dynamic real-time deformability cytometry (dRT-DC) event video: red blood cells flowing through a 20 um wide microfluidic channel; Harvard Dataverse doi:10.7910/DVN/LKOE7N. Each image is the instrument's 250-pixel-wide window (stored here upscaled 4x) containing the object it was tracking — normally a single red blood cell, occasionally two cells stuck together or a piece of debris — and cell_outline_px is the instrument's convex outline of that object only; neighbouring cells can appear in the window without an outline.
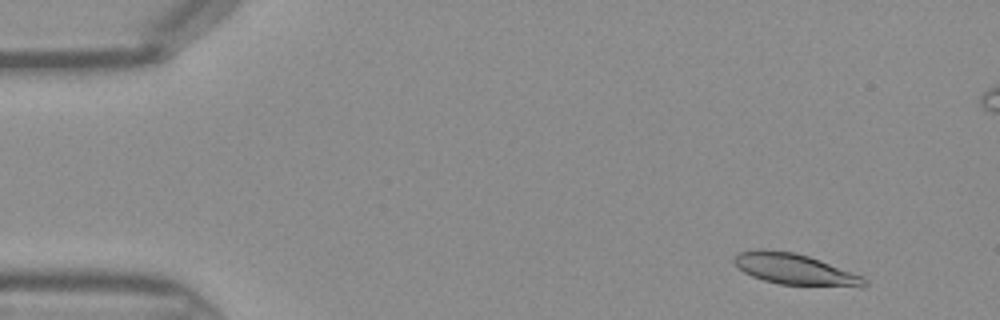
{"species": "Egyptian fruit bat (a non-hibernating species)", "species_latin": "Rousettus aegyptiacus", "temperature_condition": "warm", "stored_images_in_passage": 45, "segment_of_instrument_passage": [1, 2], "camera_frame_rate_fps": 3000, "um_per_image_px": 0.085, "frame": {"image": 1, "passage_image": 3, "time_ms": 0.667, "image_size_px": [1000, 320], "cell_outline_px": [[868, 284], [864, 288], [860, 288], [780, 284], [764, 280], [752, 276], [744, 272], [732, 260], [732, 256], [740, 252], [760, 248], [764, 248], [792, 252], [808, 256], [820, 260], [864, 276], [868, 280]], "centroid_in_image_um": [67.63, 22.9], "position_along_channel_um": 17.4, "area_um2": 23.99}}
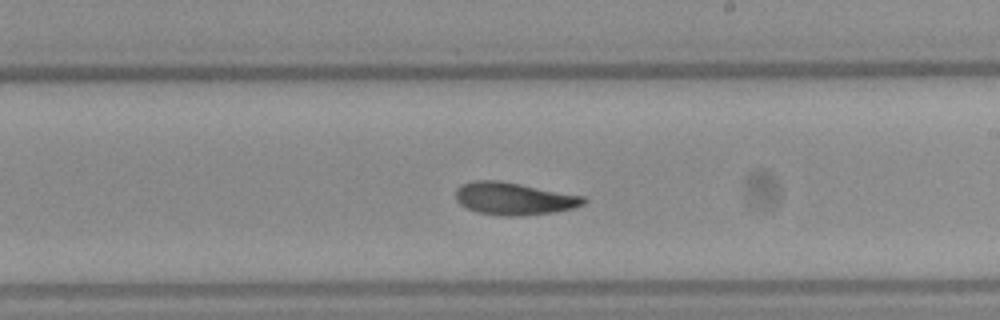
{"frame": {"image": 2, "passage_image": 25, "time_ms": 8.0, "image_size_px": [1000, 320], "cell_outline_px": [[588, 200], [584, 204], [572, 208], [552, 212], [520, 216], [504, 216], [476, 212], [460, 204], [456, 200], [456, 188], [460, 184], [472, 180], [496, 180], [520, 184], [584, 196]], "centroid_in_image_um": [43.65, 16.88], "position_along_channel_um": 245.3, "area_um2": 24.16}}
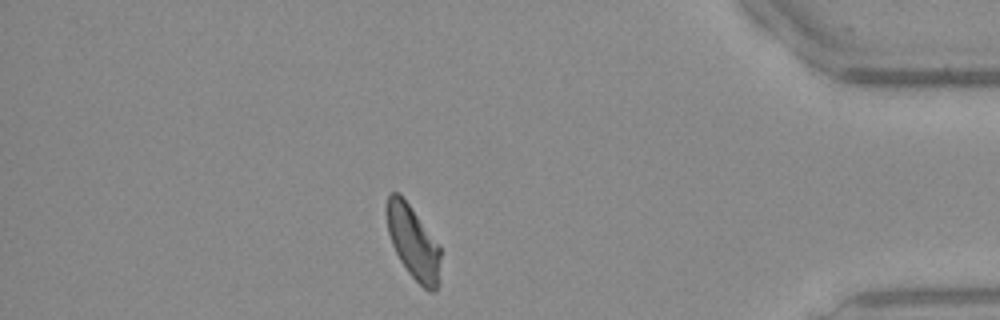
{"frame": {"image": 3, "passage_image": 38, "time_ms": 12.333, "image_size_px": [1000, 320], "cell_outline_px": [[440, 284], [436, 292], [428, 292], [408, 272], [400, 260], [392, 244], [388, 232], [384, 212], [384, 208], [388, 196], [392, 192], [400, 192], [440, 244]], "centroid_in_image_um": [35.12, 20.58], "position_along_channel_um": 400.1, "area_um2": 23.64}}